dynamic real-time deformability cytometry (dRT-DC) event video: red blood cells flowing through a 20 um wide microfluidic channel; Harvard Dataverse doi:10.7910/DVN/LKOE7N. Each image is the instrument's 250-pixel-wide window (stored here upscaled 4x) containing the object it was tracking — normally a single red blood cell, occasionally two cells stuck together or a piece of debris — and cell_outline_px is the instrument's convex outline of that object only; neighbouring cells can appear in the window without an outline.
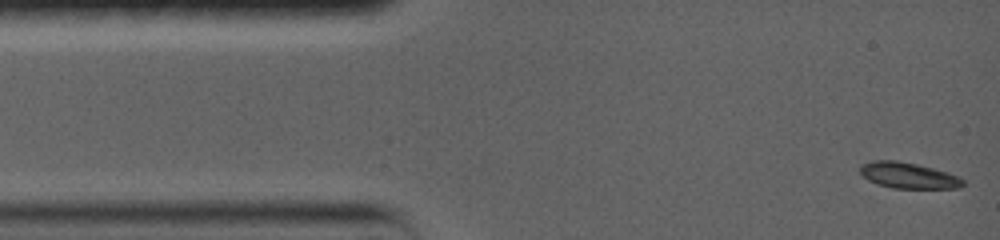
{"species": "common noctule bat (a hibernating species)", "species_latin": "Nyctalus noctula", "temperature_condition": "warm", "stored_images_in_passage": 16, "camera_frame_rate_fps": 5000, "um_per_image_px": 0.085, "animal": {"sex": "female", "body_mass_g": 19.0, "forearm_length_mm": 56.7}, "frame": {"image": 1, "passage_image": 1, "time_ms": 0.0, "image_size_px": [1000, 240], "cell_outline_px": [[964, 184], [960, 188], [892, 188], [876, 184], [868, 180], [860, 172], [860, 164], [872, 160], [896, 160], [916, 164], [948, 172], [964, 180]], "centroid_in_image_um": [77.17, 14.91], "position_along_channel_um": 7.8, "area_um2": 15.55}}
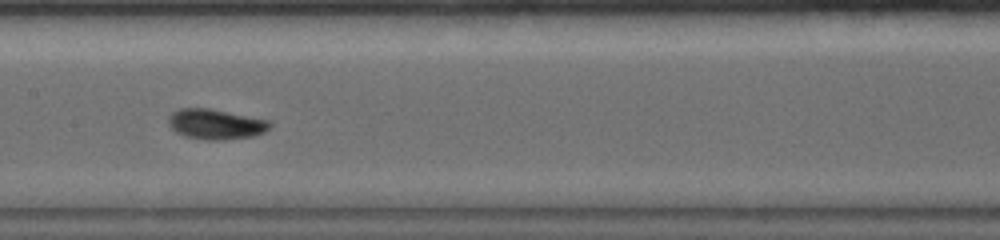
{"frame": {"image": 2, "passage_image": 7, "time_ms": 6.8, "image_size_px": [1000, 240], "cell_outline_px": [[268, 128], [264, 132], [252, 136], [224, 140], [204, 140], [184, 136], [176, 132], [172, 128], [172, 116], [176, 112], [188, 108], [196, 108], [220, 112], [264, 120], [268, 124]], "centroid_in_image_um": [18.32, 10.62], "position_along_channel_um": 189.1, "area_um2": 16.42}}
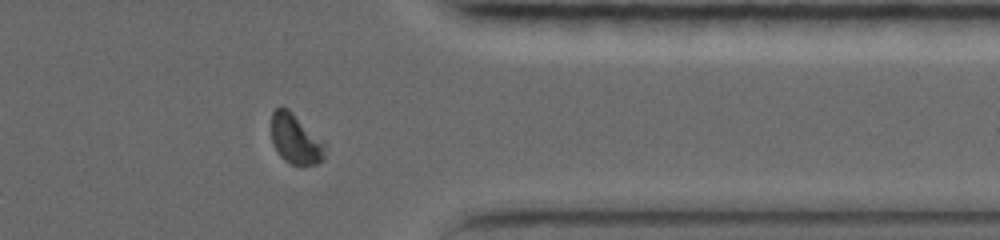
{"frame": {"image": 3, "passage_image": 14, "time_ms": 12.2, "image_size_px": [1000, 240], "cell_outline_px": [[324, 160], [316, 164], [292, 164], [284, 160], [280, 156], [272, 140], [272, 112], [280, 104], [288, 108], [324, 144]], "centroid_in_image_um": [25.08, 11.8], "position_along_channel_um": 386.3, "area_um2": 15.14}, "authors_computed_cell_mechanics": {"area_um2": 16.0973, "velocity_mm_per_s": 3.7807, "shape_relaxation_time_tau1_ms": 3.4333, "shape_relaxation_time_tau2_ms": 10.0208, "deformation_change_tau1": 0.1254, "deformation_change_tau2": 0.1002}}